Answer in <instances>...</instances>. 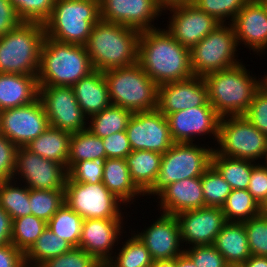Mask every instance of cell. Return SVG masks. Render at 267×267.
Instances as JSON below:
<instances>
[{
    "mask_svg": "<svg viewBox=\"0 0 267 267\" xmlns=\"http://www.w3.org/2000/svg\"><path fill=\"white\" fill-rule=\"evenodd\" d=\"M18 147L5 135L0 134V182L13 180Z\"/></svg>",
    "mask_w": 267,
    "mask_h": 267,
    "instance_id": "49",
    "label": "cell"
},
{
    "mask_svg": "<svg viewBox=\"0 0 267 267\" xmlns=\"http://www.w3.org/2000/svg\"><path fill=\"white\" fill-rule=\"evenodd\" d=\"M73 246L55 235L47 226L32 247L24 254L26 267H39L45 261L70 251Z\"/></svg>",
    "mask_w": 267,
    "mask_h": 267,
    "instance_id": "31",
    "label": "cell"
},
{
    "mask_svg": "<svg viewBox=\"0 0 267 267\" xmlns=\"http://www.w3.org/2000/svg\"><path fill=\"white\" fill-rule=\"evenodd\" d=\"M67 177L64 165L32 153L26 147H18L13 180L20 178L19 182H24L29 189L58 190L65 188Z\"/></svg>",
    "mask_w": 267,
    "mask_h": 267,
    "instance_id": "14",
    "label": "cell"
},
{
    "mask_svg": "<svg viewBox=\"0 0 267 267\" xmlns=\"http://www.w3.org/2000/svg\"><path fill=\"white\" fill-rule=\"evenodd\" d=\"M105 158L106 152L103 139L92 134L88 129L74 132L70 138L68 171L77 163L84 160Z\"/></svg>",
    "mask_w": 267,
    "mask_h": 267,
    "instance_id": "34",
    "label": "cell"
},
{
    "mask_svg": "<svg viewBox=\"0 0 267 267\" xmlns=\"http://www.w3.org/2000/svg\"><path fill=\"white\" fill-rule=\"evenodd\" d=\"M94 71L86 47L45 37L37 75L38 86L72 87Z\"/></svg>",
    "mask_w": 267,
    "mask_h": 267,
    "instance_id": "3",
    "label": "cell"
},
{
    "mask_svg": "<svg viewBox=\"0 0 267 267\" xmlns=\"http://www.w3.org/2000/svg\"><path fill=\"white\" fill-rule=\"evenodd\" d=\"M192 0H156V2L165 9L166 7L191 2Z\"/></svg>",
    "mask_w": 267,
    "mask_h": 267,
    "instance_id": "57",
    "label": "cell"
},
{
    "mask_svg": "<svg viewBox=\"0 0 267 267\" xmlns=\"http://www.w3.org/2000/svg\"><path fill=\"white\" fill-rule=\"evenodd\" d=\"M39 98L51 127L70 133L87 129L88 118L79 106L72 87L39 86Z\"/></svg>",
    "mask_w": 267,
    "mask_h": 267,
    "instance_id": "13",
    "label": "cell"
},
{
    "mask_svg": "<svg viewBox=\"0 0 267 267\" xmlns=\"http://www.w3.org/2000/svg\"><path fill=\"white\" fill-rule=\"evenodd\" d=\"M240 267H267V257L251 255Z\"/></svg>",
    "mask_w": 267,
    "mask_h": 267,
    "instance_id": "55",
    "label": "cell"
},
{
    "mask_svg": "<svg viewBox=\"0 0 267 267\" xmlns=\"http://www.w3.org/2000/svg\"><path fill=\"white\" fill-rule=\"evenodd\" d=\"M112 105L132 113L157 109L158 85L139 63L103 71Z\"/></svg>",
    "mask_w": 267,
    "mask_h": 267,
    "instance_id": "7",
    "label": "cell"
},
{
    "mask_svg": "<svg viewBox=\"0 0 267 267\" xmlns=\"http://www.w3.org/2000/svg\"><path fill=\"white\" fill-rule=\"evenodd\" d=\"M263 159H264V163H263V160H262V162H260V163H262V165L265 164L264 166L267 167V147H266V150H265Z\"/></svg>",
    "mask_w": 267,
    "mask_h": 267,
    "instance_id": "61",
    "label": "cell"
},
{
    "mask_svg": "<svg viewBox=\"0 0 267 267\" xmlns=\"http://www.w3.org/2000/svg\"><path fill=\"white\" fill-rule=\"evenodd\" d=\"M123 224V219H85L79 248L95 257L100 263H106L114 253L113 247L120 243L118 241L121 233H126L123 232Z\"/></svg>",
    "mask_w": 267,
    "mask_h": 267,
    "instance_id": "22",
    "label": "cell"
},
{
    "mask_svg": "<svg viewBox=\"0 0 267 267\" xmlns=\"http://www.w3.org/2000/svg\"><path fill=\"white\" fill-rule=\"evenodd\" d=\"M243 116L267 136V94L258 89Z\"/></svg>",
    "mask_w": 267,
    "mask_h": 267,
    "instance_id": "48",
    "label": "cell"
},
{
    "mask_svg": "<svg viewBox=\"0 0 267 267\" xmlns=\"http://www.w3.org/2000/svg\"><path fill=\"white\" fill-rule=\"evenodd\" d=\"M22 22L10 0H0V38L18 27Z\"/></svg>",
    "mask_w": 267,
    "mask_h": 267,
    "instance_id": "52",
    "label": "cell"
},
{
    "mask_svg": "<svg viewBox=\"0 0 267 267\" xmlns=\"http://www.w3.org/2000/svg\"><path fill=\"white\" fill-rule=\"evenodd\" d=\"M208 101L221 116L244 115L255 92L257 77L250 75L243 61L238 65L203 76Z\"/></svg>",
    "mask_w": 267,
    "mask_h": 267,
    "instance_id": "4",
    "label": "cell"
},
{
    "mask_svg": "<svg viewBox=\"0 0 267 267\" xmlns=\"http://www.w3.org/2000/svg\"><path fill=\"white\" fill-rule=\"evenodd\" d=\"M50 127L40 98L28 105L0 111V134L17 147H26Z\"/></svg>",
    "mask_w": 267,
    "mask_h": 267,
    "instance_id": "12",
    "label": "cell"
},
{
    "mask_svg": "<svg viewBox=\"0 0 267 267\" xmlns=\"http://www.w3.org/2000/svg\"><path fill=\"white\" fill-rule=\"evenodd\" d=\"M64 202L84 220L125 219L120 209L125 204L113 195L103 182L77 183L68 176L64 188Z\"/></svg>",
    "mask_w": 267,
    "mask_h": 267,
    "instance_id": "11",
    "label": "cell"
},
{
    "mask_svg": "<svg viewBox=\"0 0 267 267\" xmlns=\"http://www.w3.org/2000/svg\"><path fill=\"white\" fill-rule=\"evenodd\" d=\"M261 1L263 2L264 6H265V8L267 10V0H261Z\"/></svg>",
    "mask_w": 267,
    "mask_h": 267,
    "instance_id": "63",
    "label": "cell"
},
{
    "mask_svg": "<svg viewBox=\"0 0 267 267\" xmlns=\"http://www.w3.org/2000/svg\"><path fill=\"white\" fill-rule=\"evenodd\" d=\"M261 214L267 215V197L264 202L260 205Z\"/></svg>",
    "mask_w": 267,
    "mask_h": 267,
    "instance_id": "60",
    "label": "cell"
},
{
    "mask_svg": "<svg viewBox=\"0 0 267 267\" xmlns=\"http://www.w3.org/2000/svg\"><path fill=\"white\" fill-rule=\"evenodd\" d=\"M249 0H192L198 8L213 16L221 24L232 23ZM227 18V19H226ZM226 20H230L227 21Z\"/></svg>",
    "mask_w": 267,
    "mask_h": 267,
    "instance_id": "42",
    "label": "cell"
},
{
    "mask_svg": "<svg viewBox=\"0 0 267 267\" xmlns=\"http://www.w3.org/2000/svg\"><path fill=\"white\" fill-rule=\"evenodd\" d=\"M47 227V222L30 214L13 219L11 243L25 254Z\"/></svg>",
    "mask_w": 267,
    "mask_h": 267,
    "instance_id": "39",
    "label": "cell"
},
{
    "mask_svg": "<svg viewBox=\"0 0 267 267\" xmlns=\"http://www.w3.org/2000/svg\"><path fill=\"white\" fill-rule=\"evenodd\" d=\"M105 158L77 162L69 171L68 176L77 183L97 184L102 182Z\"/></svg>",
    "mask_w": 267,
    "mask_h": 267,
    "instance_id": "45",
    "label": "cell"
},
{
    "mask_svg": "<svg viewBox=\"0 0 267 267\" xmlns=\"http://www.w3.org/2000/svg\"><path fill=\"white\" fill-rule=\"evenodd\" d=\"M12 218L0 206V246L11 243Z\"/></svg>",
    "mask_w": 267,
    "mask_h": 267,
    "instance_id": "54",
    "label": "cell"
},
{
    "mask_svg": "<svg viewBox=\"0 0 267 267\" xmlns=\"http://www.w3.org/2000/svg\"><path fill=\"white\" fill-rule=\"evenodd\" d=\"M72 133L49 127L41 135L32 140L26 148L32 153L64 165L68 171L70 138Z\"/></svg>",
    "mask_w": 267,
    "mask_h": 267,
    "instance_id": "29",
    "label": "cell"
},
{
    "mask_svg": "<svg viewBox=\"0 0 267 267\" xmlns=\"http://www.w3.org/2000/svg\"><path fill=\"white\" fill-rule=\"evenodd\" d=\"M184 253L197 267H230L214 245H194Z\"/></svg>",
    "mask_w": 267,
    "mask_h": 267,
    "instance_id": "47",
    "label": "cell"
},
{
    "mask_svg": "<svg viewBox=\"0 0 267 267\" xmlns=\"http://www.w3.org/2000/svg\"><path fill=\"white\" fill-rule=\"evenodd\" d=\"M126 132L132 151L147 150L163 154L174 143L166 116L157 109L133 113Z\"/></svg>",
    "mask_w": 267,
    "mask_h": 267,
    "instance_id": "15",
    "label": "cell"
},
{
    "mask_svg": "<svg viewBox=\"0 0 267 267\" xmlns=\"http://www.w3.org/2000/svg\"><path fill=\"white\" fill-rule=\"evenodd\" d=\"M16 182L17 180L0 182V206L12 220L31 214L29 188L26 185H17Z\"/></svg>",
    "mask_w": 267,
    "mask_h": 267,
    "instance_id": "37",
    "label": "cell"
},
{
    "mask_svg": "<svg viewBox=\"0 0 267 267\" xmlns=\"http://www.w3.org/2000/svg\"><path fill=\"white\" fill-rule=\"evenodd\" d=\"M100 264L82 248L73 247L70 251L45 261L39 267H98Z\"/></svg>",
    "mask_w": 267,
    "mask_h": 267,
    "instance_id": "46",
    "label": "cell"
},
{
    "mask_svg": "<svg viewBox=\"0 0 267 267\" xmlns=\"http://www.w3.org/2000/svg\"><path fill=\"white\" fill-rule=\"evenodd\" d=\"M138 63L158 86L194 76L190 49L162 28L140 31Z\"/></svg>",
    "mask_w": 267,
    "mask_h": 267,
    "instance_id": "1",
    "label": "cell"
},
{
    "mask_svg": "<svg viewBox=\"0 0 267 267\" xmlns=\"http://www.w3.org/2000/svg\"><path fill=\"white\" fill-rule=\"evenodd\" d=\"M231 24L235 31L237 45L243 44L259 55L265 53L267 50V10L262 1L249 0Z\"/></svg>",
    "mask_w": 267,
    "mask_h": 267,
    "instance_id": "23",
    "label": "cell"
},
{
    "mask_svg": "<svg viewBox=\"0 0 267 267\" xmlns=\"http://www.w3.org/2000/svg\"><path fill=\"white\" fill-rule=\"evenodd\" d=\"M221 209L226 222H244L261 214L259 203L247 189L232 190Z\"/></svg>",
    "mask_w": 267,
    "mask_h": 267,
    "instance_id": "35",
    "label": "cell"
},
{
    "mask_svg": "<svg viewBox=\"0 0 267 267\" xmlns=\"http://www.w3.org/2000/svg\"><path fill=\"white\" fill-rule=\"evenodd\" d=\"M44 25L22 22L0 38V73L38 75Z\"/></svg>",
    "mask_w": 267,
    "mask_h": 267,
    "instance_id": "6",
    "label": "cell"
},
{
    "mask_svg": "<svg viewBox=\"0 0 267 267\" xmlns=\"http://www.w3.org/2000/svg\"><path fill=\"white\" fill-rule=\"evenodd\" d=\"M201 182L205 207L222 208L228 195L233 190L229 183L212 164L201 176Z\"/></svg>",
    "mask_w": 267,
    "mask_h": 267,
    "instance_id": "41",
    "label": "cell"
},
{
    "mask_svg": "<svg viewBox=\"0 0 267 267\" xmlns=\"http://www.w3.org/2000/svg\"><path fill=\"white\" fill-rule=\"evenodd\" d=\"M181 233V242L189 246L213 245L217 234L226 223L220 207H203L187 210L176 215Z\"/></svg>",
    "mask_w": 267,
    "mask_h": 267,
    "instance_id": "19",
    "label": "cell"
},
{
    "mask_svg": "<svg viewBox=\"0 0 267 267\" xmlns=\"http://www.w3.org/2000/svg\"><path fill=\"white\" fill-rule=\"evenodd\" d=\"M213 245L230 267H240L251 256L243 222H226Z\"/></svg>",
    "mask_w": 267,
    "mask_h": 267,
    "instance_id": "27",
    "label": "cell"
},
{
    "mask_svg": "<svg viewBox=\"0 0 267 267\" xmlns=\"http://www.w3.org/2000/svg\"><path fill=\"white\" fill-rule=\"evenodd\" d=\"M125 243V244H123ZM122 248L113 255L106 264L110 267H151L154 260L141 239L131 234L128 240L122 242Z\"/></svg>",
    "mask_w": 267,
    "mask_h": 267,
    "instance_id": "36",
    "label": "cell"
},
{
    "mask_svg": "<svg viewBox=\"0 0 267 267\" xmlns=\"http://www.w3.org/2000/svg\"><path fill=\"white\" fill-rule=\"evenodd\" d=\"M133 113L116 105H109L101 112L88 118L87 129L94 135L105 138L111 134L126 131L128 121Z\"/></svg>",
    "mask_w": 267,
    "mask_h": 267,
    "instance_id": "33",
    "label": "cell"
},
{
    "mask_svg": "<svg viewBox=\"0 0 267 267\" xmlns=\"http://www.w3.org/2000/svg\"><path fill=\"white\" fill-rule=\"evenodd\" d=\"M214 148L198 143L174 142L162 154L160 169L152 188L146 193L154 197L169 184L177 181L200 177L211 165V156Z\"/></svg>",
    "mask_w": 267,
    "mask_h": 267,
    "instance_id": "8",
    "label": "cell"
},
{
    "mask_svg": "<svg viewBox=\"0 0 267 267\" xmlns=\"http://www.w3.org/2000/svg\"><path fill=\"white\" fill-rule=\"evenodd\" d=\"M23 22L44 23L51 15L55 0H10Z\"/></svg>",
    "mask_w": 267,
    "mask_h": 267,
    "instance_id": "43",
    "label": "cell"
},
{
    "mask_svg": "<svg viewBox=\"0 0 267 267\" xmlns=\"http://www.w3.org/2000/svg\"><path fill=\"white\" fill-rule=\"evenodd\" d=\"M208 102L207 86L203 77L168 82L158 86L157 110L169 115L184 109L203 106Z\"/></svg>",
    "mask_w": 267,
    "mask_h": 267,
    "instance_id": "21",
    "label": "cell"
},
{
    "mask_svg": "<svg viewBox=\"0 0 267 267\" xmlns=\"http://www.w3.org/2000/svg\"><path fill=\"white\" fill-rule=\"evenodd\" d=\"M140 31L129 26L99 20L85 45L94 70L130 66L138 62Z\"/></svg>",
    "mask_w": 267,
    "mask_h": 267,
    "instance_id": "2",
    "label": "cell"
},
{
    "mask_svg": "<svg viewBox=\"0 0 267 267\" xmlns=\"http://www.w3.org/2000/svg\"><path fill=\"white\" fill-rule=\"evenodd\" d=\"M170 11L169 24L166 30L183 46L191 49L219 24L213 16L198 8L194 3L187 2L166 7Z\"/></svg>",
    "mask_w": 267,
    "mask_h": 267,
    "instance_id": "16",
    "label": "cell"
},
{
    "mask_svg": "<svg viewBox=\"0 0 267 267\" xmlns=\"http://www.w3.org/2000/svg\"><path fill=\"white\" fill-rule=\"evenodd\" d=\"M84 219L65 203L47 222L51 231L65 239L73 247H79L82 224Z\"/></svg>",
    "mask_w": 267,
    "mask_h": 267,
    "instance_id": "38",
    "label": "cell"
},
{
    "mask_svg": "<svg viewBox=\"0 0 267 267\" xmlns=\"http://www.w3.org/2000/svg\"><path fill=\"white\" fill-rule=\"evenodd\" d=\"M243 223L251 255L267 257V215L259 214Z\"/></svg>",
    "mask_w": 267,
    "mask_h": 267,
    "instance_id": "44",
    "label": "cell"
},
{
    "mask_svg": "<svg viewBox=\"0 0 267 267\" xmlns=\"http://www.w3.org/2000/svg\"><path fill=\"white\" fill-rule=\"evenodd\" d=\"M102 182L125 205H130L139 196H145L132 181L126 159L107 158Z\"/></svg>",
    "mask_w": 267,
    "mask_h": 267,
    "instance_id": "28",
    "label": "cell"
},
{
    "mask_svg": "<svg viewBox=\"0 0 267 267\" xmlns=\"http://www.w3.org/2000/svg\"><path fill=\"white\" fill-rule=\"evenodd\" d=\"M100 19V0H55L43 25L46 37L85 46Z\"/></svg>",
    "mask_w": 267,
    "mask_h": 267,
    "instance_id": "5",
    "label": "cell"
},
{
    "mask_svg": "<svg viewBox=\"0 0 267 267\" xmlns=\"http://www.w3.org/2000/svg\"><path fill=\"white\" fill-rule=\"evenodd\" d=\"M211 164L229 183L233 190L247 189L250 176L256 162L219 155L215 150L211 156Z\"/></svg>",
    "mask_w": 267,
    "mask_h": 267,
    "instance_id": "32",
    "label": "cell"
},
{
    "mask_svg": "<svg viewBox=\"0 0 267 267\" xmlns=\"http://www.w3.org/2000/svg\"><path fill=\"white\" fill-rule=\"evenodd\" d=\"M161 158V153L147 150H134L126 157L131 179L145 196L157 179Z\"/></svg>",
    "mask_w": 267,
    "mask_h": 267,
    "instance_id": "30",
    "label": "cell"
},
{
    "mask_svg": "<svg viewBox=\"0 0 267 267\" xmlns=\"http://www.w3.org/2000/svg\"><path fill=\"white\" fill-rule=\"evenodd\" d=\"M38 97L37 76L0 73V111L28 105Z\"/></svg>",
    "mask_w": 267,
    "mask_h": 267,
    "instance_id": "26",
    "label": "cell"
},
{
    "mask_svg": "<svg viewBox=\"0 0 267 267\" xmlns=\"http://www.w3.org/2000/svg\"><path fill=\"white\" fill-rule=\"evenodd\" d=\"M162 213L177 215L180 212L205 207L200 177L186 178L169 184L158 195Z\"/></svg>",
    "mask_w": 267,
    "mask_h": 267,
    "instance_id": "24",
    "label": "cell"
},
{
    "mask_svg": "<svg viewBox=\"0 0 267 267\" xmlns=\"http://www.w3.org/2000/svg\"><path fill=\"white\" fill-rule=\"evenodd\" d=\"M166 119L173 142L193 143L195 137L203 135H213L214 142L218 140L221 116L209 101L203 106L166 115Z\"/></svg>",
    "mask_w": 267,
    "mask_h": 267,
    "instance_id": "17",
    "label": "cell"
},
{
    "mask_svg": "<svg viewBox=\"0 0 267 267\" xmlns=\"http://www.w3.org/2000/svg\"><path fill=\"white\" fill-rule=\"evenodd\" d=\"M64 203V189H29L31 214L45 222H48Z\"/></svg>",
    "mask_w": 267,
    "mask_h": 267,
    "instance_id": "40",
    "label": "cell"
},
{
    "mask_svg": "<svg viewBox=\"0 0 267 267\" xmlns=\"http://www.w3.org/2000/svg\"><path fill=\"white\" fill-rule=\"evenodd\" d=\"M258 89L267 94V75L258 79Z\"/></svg>",
    "mask_w": 267,
    "mask_h": 267,
    "instance_id": "59",
    "label": "cell"
},
{
    "mask_svg": "<svg viewBox=\"0 0 267 267\" xmlns=\"http://www.w3.org/2000/svg\"><path fill=\"white\" fill-rule=\"evenodd\" d=\"M76 99L87 118L111 105L103 71L94 70L72 86Z\"/></svg>",
    "mask_w": 267,
    "mask_h": 267,
    "instance_id": "25",
    "label": "cell"
},
{
    "mask_svg": "<svg viewBox=\"0 0 267 267\" xmlns=\"http://www.w3.org/2000/svg\"><path fill=\"white\" fill-rule=\"evenodd\" d=\"M98 267H110V266L107 265L106 263H101Z\"/></svg>",
    "mask_w": 267,
    "mask_h": 267,
    "instance_id": "62",
    "label": "cell"
},
{
    "mask_svg": "<svg viewBox=\"0 0 267 267\" xmlns=\"http://www.w3.org/2000/svg\"><path fill=\"white\" fill-rule=\"evenodd\" d=\"M176 267H197L194 262L183 253L176 257Z\"/></svg>",
    "mask_w": 267,
    "mask_h": 267,
    "instance_id": "56",
    "label": "cell"
},
{
    "mask_svg": "<svg viewBox=\"0 0 267 267\" xmlns=\"http://www.w3.org/2000/svg\"><path fill=\"white\" fill-rule=\"evenodd\" d=\"M160 214L153 224L144 228L141 233L135 232V235L145 244L154 261L175 259L185 249L181 247L184 245L181 242L179 222L175 215Z\"/></svg>",
    "mask_w": 267,
    "mask_h": 267,
    "instance_id": "20",
    "label": "cell"
},
{
    "mask_svg": "<svg viewBox=\"0 0 267 267\" xmlns=\"http://www.w3.org/2000/svg\"><path fill=\"white\" fill-rule=\"evenodd\" d=\"M258 162L252 169L247 190L261 205L267 197V167Z\"/></svg>",
    "mask_w": 267,
    "mask_h": 267,
    "instance_id": "51",
    "label": "cell"
},
{
    "mask_svg": "<svg viewBox=\"0 0 267 267\" xmlns=\"http://www.w3.org/2000/svg\"><path fill=\"white\" fill-rule=\"evenodd\" d=\"M103 144L107 158L126 159L132 152L126 131H120L103 138Z\"/></svg>",
    "mask_w": 267,
    "mask_h": 267,
    "instance_id": "50",
    "label": "cell"
},
{
    "mask_svg": "<svg viewBox=\"0 0 267 267\" xmlns=\"http://www.w3.org/2000/svg\"><path fill=\"white\" fill-rule=\"evenodd\" d=\"M228 25V26H227ZM237 41L231 23L219 24L190 49L193 75L203 77L238 65ZM237 57V58H236Z\"/></svg>",
    "mask_w": 267,
    "mask_h": 267,
    "instance_id": "9",
    "label": "cell"
},
{
    "mask_svg": "<svg viewBox=\"0 0 267 267\" xmlns=\"http://www.w3.org/2000/svg\"><path fill=\"white\" fill-rule=\"evenodd\" d=\"M162 12L156 0H100L101 20L139 31L158 28L153 22Z\"/></svg>",
    "mask_w": 267,
    "mask_h": 267,
    "instance_id": "18",
    "label": "cell"
},
{
    "mask_svg": "<svg viewBox=\"0 0 267 267\" xmlns=\"http://www.w3.org/2000/svg\"><path fill=\"white\" fill-rule=\"evenodd\" d=\"M216 142L219 146L214 150L219 155L256 162L264 156L267 136L243 115L224 116L220 119Z\"/></svg>",
    "mask_w": 267,
    "mask_h": 267,
    "instance_id": "10",
    "label": "cell"
},
{
    "mask_svg": "<svg viewBox=\"0 0 267 267\" xmlns=\"http://www.w3.org/2000/svg\"><path fill=\"white\" fill-rule=\"evenodd\" d=\"M151 267H176V258L171 260H155Z\"/></svg>",
    "mask_w": 267,
    "mask_h": 267,
    "instance_id": "58",
    "label": "cell"
},
{
    "mask_svg": "<svg viewBox=\"0 0 267 267\" xmlns=\"http://www.w3.org/2000/svg\"><path fill=\"white\" fill-rule=\"evenodd\" d=\"M0 267H26L24 254L12 243L0 246Z\"/></svg>",
    "mask_w": 267,
    "mask_h": 267,
    "instance_id": "53",
    "label": "cell"
}]
</instances>
